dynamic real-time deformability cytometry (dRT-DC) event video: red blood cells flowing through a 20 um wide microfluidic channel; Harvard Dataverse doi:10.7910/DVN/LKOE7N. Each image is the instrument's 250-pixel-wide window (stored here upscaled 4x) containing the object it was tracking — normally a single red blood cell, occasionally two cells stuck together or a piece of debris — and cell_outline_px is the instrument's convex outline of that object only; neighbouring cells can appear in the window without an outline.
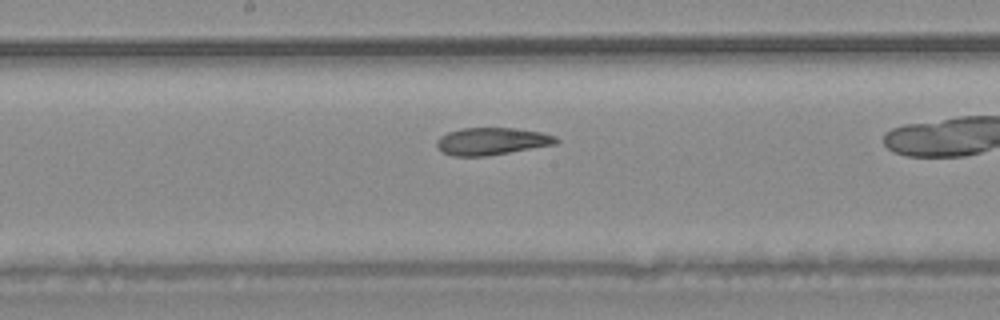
{"species": "common noctule bat (a hibernating species)", "species_latin": "Nyctalus noctula", "temperature_condition": "warm", "stored_images_in_passage": 30, "camera_frame_rate_fps": 3000, "um_per_image_px": 0.085, "animal": {"sex": "male", "body_mass_g": 20.4}, "frame": {"image": 1, "passage_image": 18, "time_ms": 5.667, "image_size_px": [1000, 320], "cell_outline_px": [[560, 140], [556, 144], [484, 156], [452, 156], [444, 152], [436, 144], [436, 140], [440, 136], [448, 132], [460, 128], [512, 128], [540, 132], [556, 136]], "centroid_in_image_um": [41.79, 12.0], "position_along_channel_um": 206.4, "area_um2": 18.79}}